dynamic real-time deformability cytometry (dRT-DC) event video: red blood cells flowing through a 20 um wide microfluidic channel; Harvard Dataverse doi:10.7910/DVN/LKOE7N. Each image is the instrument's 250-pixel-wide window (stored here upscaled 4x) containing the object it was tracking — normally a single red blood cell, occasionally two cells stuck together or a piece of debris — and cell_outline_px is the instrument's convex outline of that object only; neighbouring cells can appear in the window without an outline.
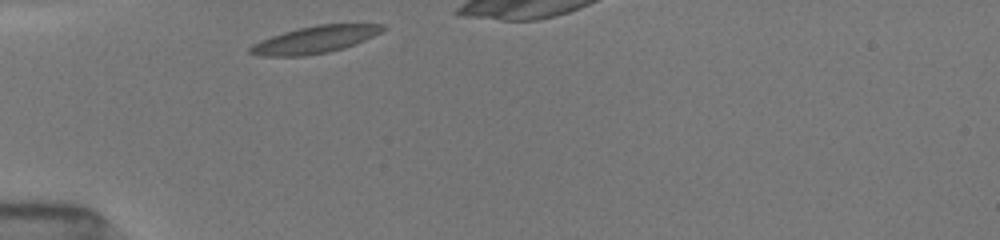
{"species": "common noctule bat (a hibernating species)", "species_latin": "Nyctalus noctula", "temperature_condition": "room temperature", "stored_images_in_passage": 7, "camera_frame_rate_fps": 3000, "um_per_image_px": 0.085, "animal": {"sex": "female", "body_mass_g": 19.5, "forearm_length_mm": 54.1}, "frame": {"image": 1, "passage_image": 1, "time_ms": 0.0, "image_size_px": [1000, 240], "cell_outline_px": [[388, 28], [364, 40], [344, 48], [328, 52], [304, 56], [260, 56], [248, 52], [248, 48], [252, 44], [260, 40], [284, 32], [316, 24], [384, 24]], "centroid_in_image_um": [26.75, 3.37], "position_along_channel_um": 58.2, "area_um2": 20.87}}
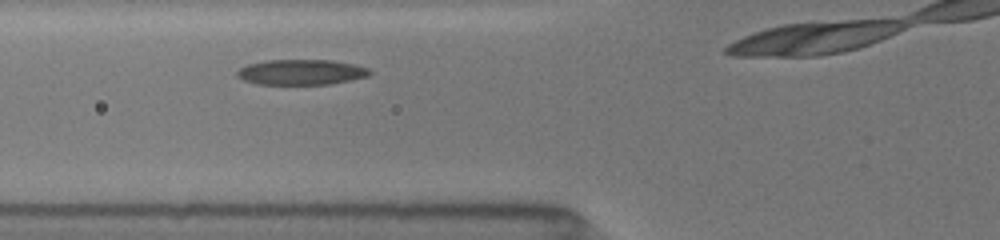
{"frame": {"image": 2, "passage_image": 4, "time_ms": 1.333, "image_size_px": [1000, 240], "cell_outline_px": [[372, 72], [368, 76], [328, 84], [256, 84], [244, 80], [236, 76], [236, 72], [240, 68], [248, 64], [268, 60], [332, 60], [352, 64], [368, 68]], "centroid_in_image_um": [25.57, 6.13], "position_along_channel_um": 100.2, "area_um2": 19.42}}